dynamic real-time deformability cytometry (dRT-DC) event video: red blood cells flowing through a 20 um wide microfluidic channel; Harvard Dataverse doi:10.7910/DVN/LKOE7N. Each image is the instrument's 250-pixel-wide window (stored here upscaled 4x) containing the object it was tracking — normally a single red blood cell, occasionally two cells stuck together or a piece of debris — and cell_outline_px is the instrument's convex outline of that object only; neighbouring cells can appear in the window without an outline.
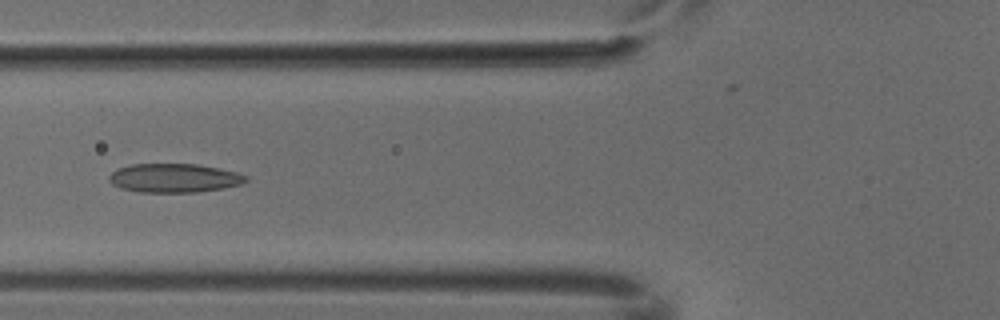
{"species": "common noctule bat (a hibernating species)", "species_latin": "Nyctalus noctula", "temperature_condition": "cold", "stored_images_in_passage": 7, "camera_frame_rate_fps": 3000, "um_per_image_px": 0.085, "animal": {"sex": "male", "body_mass_g": 18.8}, "frame": {"image": 1, "passage_image": 6, "time_ms": 1.667, "image_size_px": [1000, 320], "cell_outline_px": [[248, 180], [244, 184], [224, 188], [196, 192], [140, 192], [120, 188], [112, 184], [108, 180], [108, 176], [116, 168], [132, 164], [196, 164], [236, 172], [248, 176]], "centroid_in_image_um": [14.79, 15.13], "position_along_channel_um": 111.0, "area_um2": 23.12}}
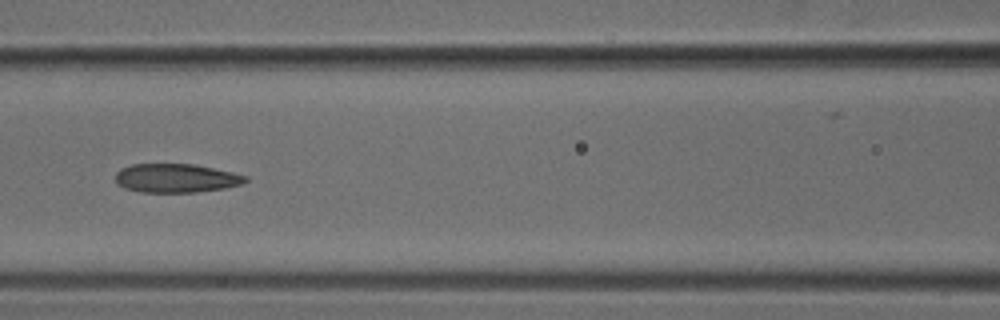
{"frame": {"image": 2, "passage_image": 7, "time_ms": 2.0, "image_size_px": [1000, 320], "cell_outline_px": [[248, 180], [240, 184], [224, 188], [196, 192], [140, 192], [124, 188], [116, 184], [116, 172], [120, 168], [132, 164], [192, 164], [232, 172], [248, 176]], "centroid_in_image_um": [14.93, 15.14], "position_along_channel_um": 151.7, "area_um2": 21.79}}